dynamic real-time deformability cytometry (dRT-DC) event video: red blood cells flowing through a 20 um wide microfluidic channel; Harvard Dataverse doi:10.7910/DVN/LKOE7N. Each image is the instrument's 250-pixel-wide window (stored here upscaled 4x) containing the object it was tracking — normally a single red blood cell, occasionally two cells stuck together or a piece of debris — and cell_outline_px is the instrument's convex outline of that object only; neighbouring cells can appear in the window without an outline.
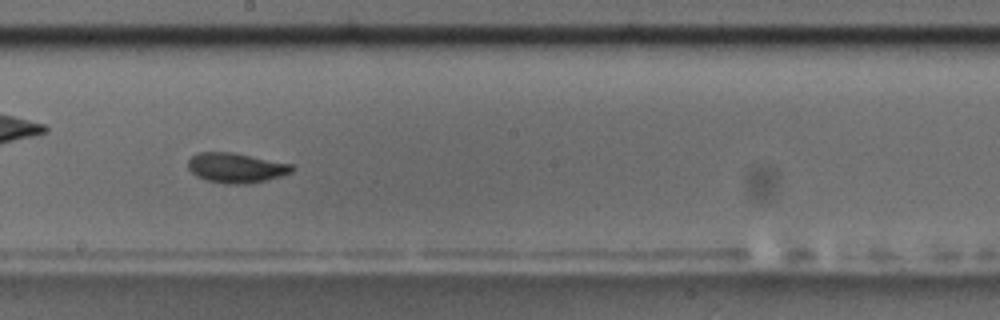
{"species": "common noctule bat (a hibernating species)", "species_latin": "Nyctalus noctula", "temperature_condition": "room temperature", "stored_images_in_passage": 11, "camera_frame_rate_fps": 3000, "um_per_image_px": 0.085, "animal": {"sex": "male", "body_mass_g": 17.5, "forearm_length_mm": 52.3}, "frame": {"image": 1, "passage_image": 10, "time_ms": 11.0, "image_size_px": [1000, 320], "cell_outline_px": [[296, 168], [292, 172], [280, 176], [248, 184], [224, 184], [204, 180], [196, 176], [188, 168], [188, 160], [192, 156], [200, 152], [232, 152], [292, 164]], "centroid_in_image_um": [20.05, 14.27], "position_along_channel_um": 228.1, "area_um2": 18.15}}
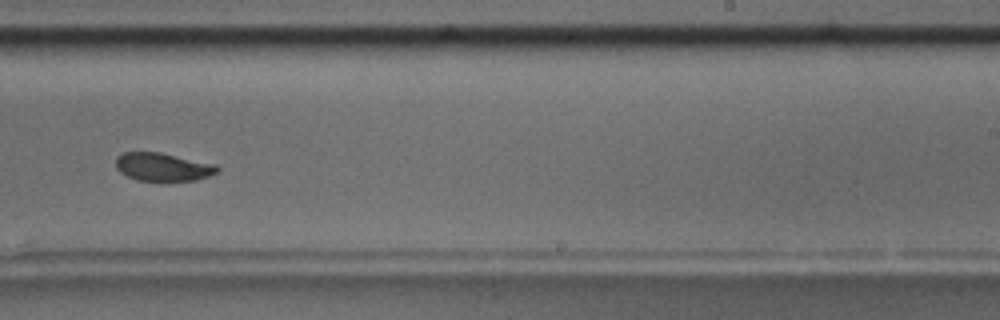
{"frame": {"image": 2, "passage_image": 11, "time_ms": 12.333, "image_size_px": [1000, 320], "cell_outline_px": [[220, 172], [196, 180], [136, 180], [120, 172], [116, 168], [116, 156], [124, 152], [160, 152], [216, 164], [220, 168]], "centroid_in_image_um": [13.86, 14.18], "position_along_channel_um": 275.1, "area_um2": 16.65}}